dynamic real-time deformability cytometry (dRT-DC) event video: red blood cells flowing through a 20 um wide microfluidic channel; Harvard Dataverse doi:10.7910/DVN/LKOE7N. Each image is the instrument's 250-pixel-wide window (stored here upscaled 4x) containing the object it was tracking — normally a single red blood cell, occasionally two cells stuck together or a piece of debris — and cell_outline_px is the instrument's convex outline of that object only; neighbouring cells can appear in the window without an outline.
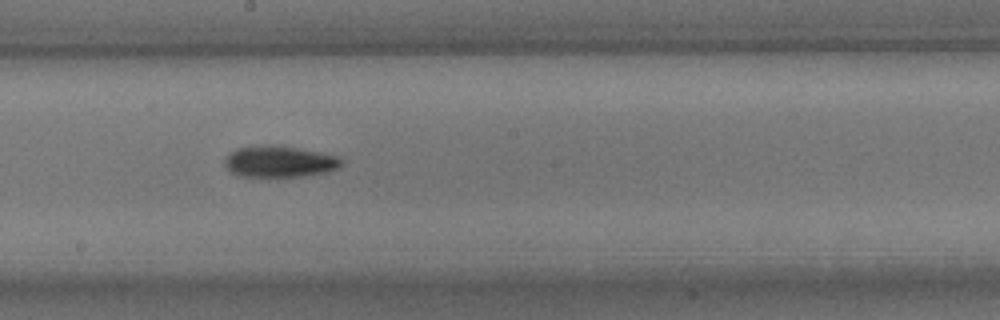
{"species": "common noctule bat (a hibernating species)", "species_latin": "Nyctalus noctula", "temperature_condition": "room temperature", "stored_images_in_passage": 39, "camera_frame_rate_fps": 3000, "um_per_image_px": 0.085, "animal": {"sex": "male", "body_mass_g": 15.6}, "frame": {"image": 1, "passage_image": 17, "time_ms": 5.333, "image_size_px": [1000, 320], "cell_outline_px": [[344, 164], [336, 168], [324, 172], [304, 176], [240, 176], [228, 172], [224, 164], [224, 160], [228, 152], [236, 148], [268, 144], [296, 148], [320, 152], [336, 156], [344, 160]], "centroid_in_image_um": [23.69, 13.72], "position_along_channel_um": 224.5, "area_um2": 21.39}, "authors_computed_cell_mechanics": {"area_um2": 20.23, "velocity_mm_per_s": 3.7662, "shape_relaxation_time_tau1_ms": 3.4083, "shape_relaxation_time_tau2_ms": 10.4815, "deformation_change_tau1": 0.138, "deformation_change_tau2": 0.1951}}